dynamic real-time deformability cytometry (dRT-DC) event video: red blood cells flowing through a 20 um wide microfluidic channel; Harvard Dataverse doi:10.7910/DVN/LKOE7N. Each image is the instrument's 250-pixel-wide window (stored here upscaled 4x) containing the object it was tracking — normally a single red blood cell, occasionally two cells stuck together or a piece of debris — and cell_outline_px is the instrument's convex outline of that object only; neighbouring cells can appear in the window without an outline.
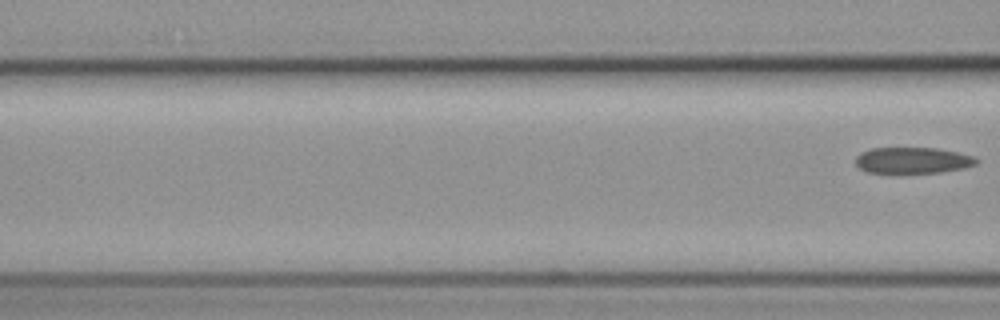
{"species": "common noctule bat (a hibernating species)", "species_latin": "Nyctalus noctula", "temperature_condition": "cold", "stored_images_in_passage": 8, "segment_of_instrument_passage": [2, 2], "camera_frame_rate_fps": 3000, "um_per_image_px": 0.085, "animal": {"sex": "female", "body_mass_g": 19.3, "forearm_length_mm": 54.1}, "frame": {"image": 1, "passage_image": 8, "time_ms": 9.0, "image_size_px": [1000, 320], "cell_outline_px": [[980, 160], [976, 164], [964, 168], [940, 172], [868, 172], [860, 168], [856, 164], [856, 156], [860, 152], [872, 148], [936, 148], [956, 152], [972, 156]], "centroid_in_image_um": [77.58, 13.62], "position_along_channel_um": 89.0, "area_um2": 18.15}}